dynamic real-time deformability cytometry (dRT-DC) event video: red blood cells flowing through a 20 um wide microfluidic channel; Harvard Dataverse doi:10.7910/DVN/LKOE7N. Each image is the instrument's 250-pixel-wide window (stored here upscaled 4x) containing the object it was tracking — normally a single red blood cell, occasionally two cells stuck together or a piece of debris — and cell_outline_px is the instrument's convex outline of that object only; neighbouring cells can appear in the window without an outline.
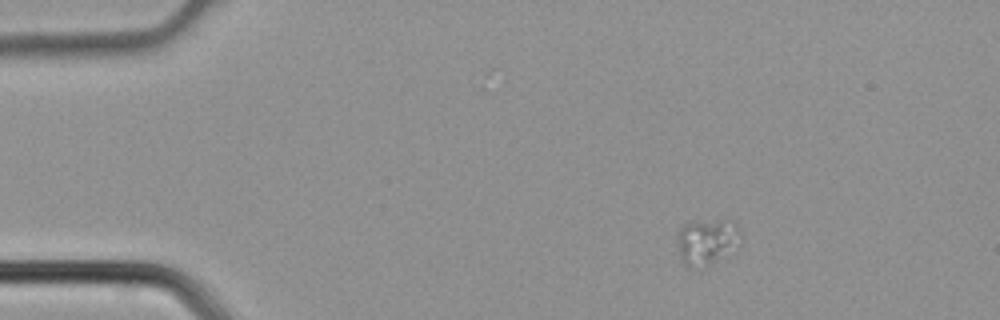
{"species": "common noctule bat (a hibernating species)", "species_latin": "Nyctalus noctula", "temperature_condition": "cold", "stored_images_in_passage": 4, "camera_frame_rate_fps": 3000, "um_per_image_px": 0.085, "animal": {"sex": "male", "body_mass_g": 21.5, "forearm_length_mm": 52.0}, "frame": {"image": 1, "passage_image": 1, "time_ms": 0.0, "image_size_px": [1000, 320], "cell_outline_px": [[740, 244], [708, 264], [692, 268], [680, 256], [680, 228], [684, 224], [720, 220], [728, 220], [736, 224], [740, 228]], "centroid_in_image_um": [60.15, 20.5], "position_along_channel_um": 24.9, "area_um2": 15.84}}